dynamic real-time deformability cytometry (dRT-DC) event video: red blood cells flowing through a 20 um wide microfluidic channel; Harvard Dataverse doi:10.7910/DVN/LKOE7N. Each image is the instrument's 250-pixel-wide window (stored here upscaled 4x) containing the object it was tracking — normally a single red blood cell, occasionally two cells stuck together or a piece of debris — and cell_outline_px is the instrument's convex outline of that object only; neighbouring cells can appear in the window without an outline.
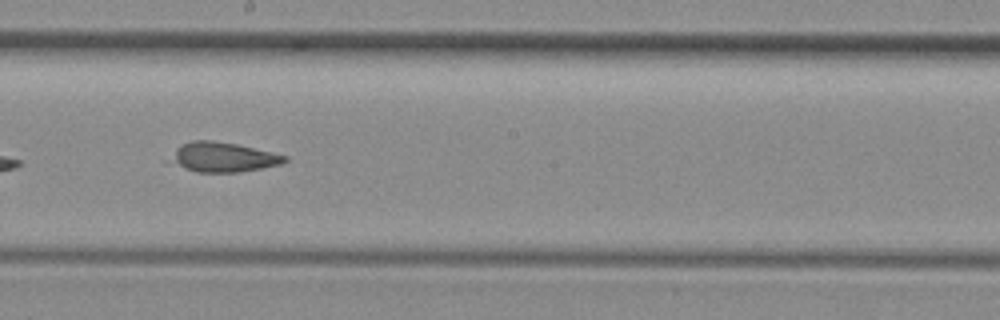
{"species": "common noctule bat (a hibernating species)", "species_latin": "Nyctalus noctula", "temperature_condition": "room temperature", "stored_images_in_passage": 11, "camera_frame_rate_fps": 3000, "um_per_image_px": 0.085, "animal": {"sex": "female", "body_mass_g": 29.2, "forearm_length_mm": 56.3}, "frame": {"image": 1, "passage_image": 7, "time_ms": 2.0, "image_size_px": [1000, 320], "cell_outline_px": [[288, 160], [280, 164], [240, 172], [196, 172], [184, 168], [164, 160], [176, 148], [192, 140], [212, 140], [236, 144], [272, 152], [288, 156]], "centroid_in_image_um": [18.89, 13.36], "position_along_channel_um": 229.3, "area_um2": 19.88}}
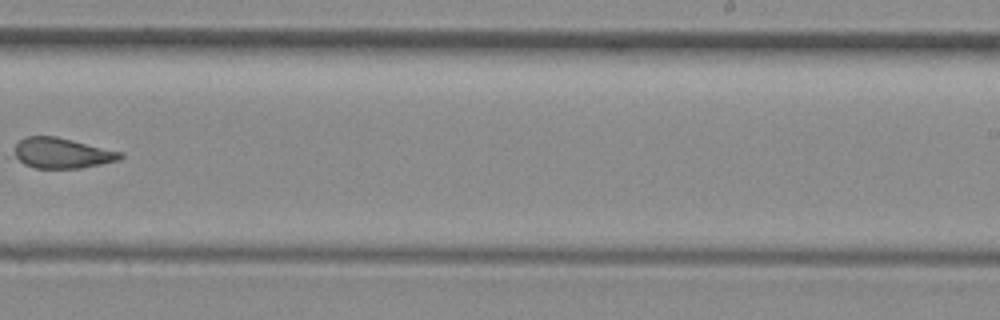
{"frame": {"image": 2, "passage_image": 8, "time_ms": 2.333, "image_size_px": [1000, 320], "cell_outline_px": [[124, 156], [120, 160], [80, 168], [36, 168], [24, 164], [12, 156], [12, 152], [16, 144], [20, 140], [28, 136], [56, 136], [124, 152]], "centroid_in_image_um": [5.26, 13.01], "position_along_channel_um": 283.7, "area_um2": 19.02}}
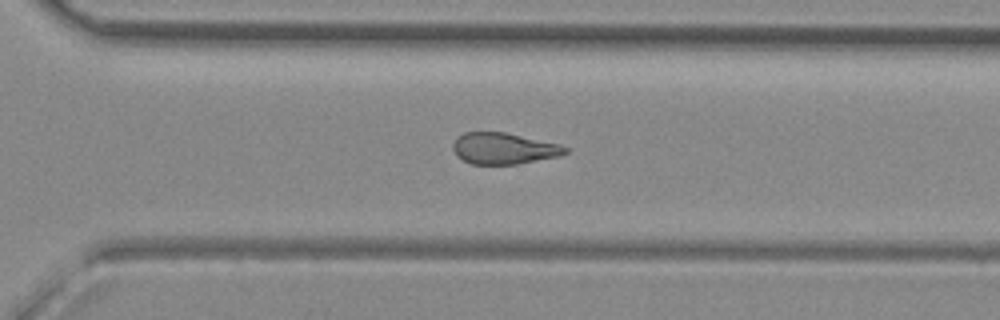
{"frame": {"image": 3, "passage_image": 10, "time_ms": 3.0, "image_size_px": [1000, 320], "cell_outline_px": [[568, 152], [560, 156], [520, 164], [472, 164], [456, 156], [452, 148], [452, 144], [464, 132], [504, 132], [556, 144], [568, 148]], "centroid_in_image_um": [42.8, 12.63], "position_along_channel_um": 327.8, "area_um2": 20.29}}